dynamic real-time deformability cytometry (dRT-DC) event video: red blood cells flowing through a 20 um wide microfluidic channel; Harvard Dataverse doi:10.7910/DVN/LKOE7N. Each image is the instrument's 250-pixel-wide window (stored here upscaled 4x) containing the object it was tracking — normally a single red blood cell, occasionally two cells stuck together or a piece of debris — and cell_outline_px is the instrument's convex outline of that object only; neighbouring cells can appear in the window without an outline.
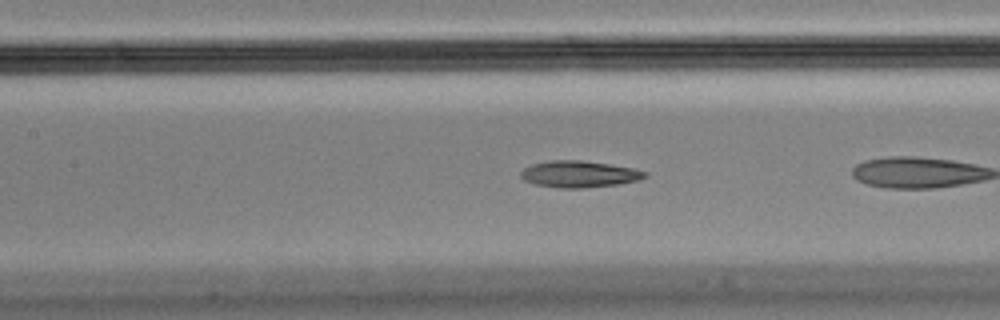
{"species": "Egyptian fruit bat (a non-hibernating species)", "species_latin": "Rousettus aegyptiacus", "temperature_condition": "cold", "stored_images_in_passage": 26, "camera_frame_rate_fps": 3000, "um_per_image_px": 0.085, "animal": {"sex": "male"}, "frame": {"image": 1, "passage_image": 8, "time_ms": 2.333, "image_size_px": [1000, 320], "cell_outline_px": [[648, 176], [640, 180], [620, 184], [584, 188], [560, 188], [536, 184], [524, 180], [520, 176], [520, 172], [524, 168], [532, 164], [548, 160], [580, 160], [608, 164], [632, 168], [648, 172]], "centroid_in_image_um": [49.25, 14.8], "position_along_channel_um": 158.2, "area_um2": 19.31}}